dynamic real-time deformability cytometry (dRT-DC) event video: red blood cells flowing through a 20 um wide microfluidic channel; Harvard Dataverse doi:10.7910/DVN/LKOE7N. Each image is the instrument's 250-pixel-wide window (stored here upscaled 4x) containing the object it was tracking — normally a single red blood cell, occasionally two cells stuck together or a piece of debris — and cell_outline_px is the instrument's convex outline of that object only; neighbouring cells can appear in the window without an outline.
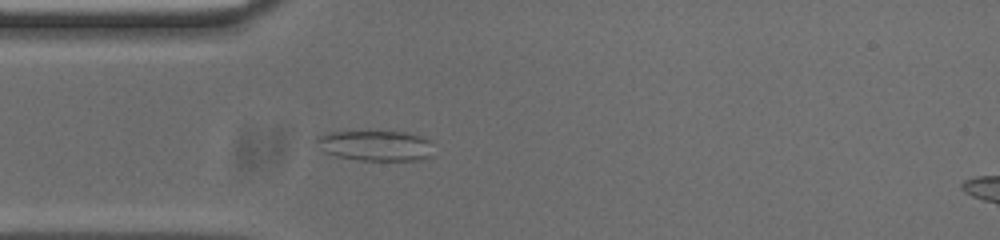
{"species": "common noctule bat (a hibernating species)", "species_latin": "Nyctalus noctula", "temperature_condition": "cold", "stored_images_in_passage": 45, "camera_frame_rate_fps": 3000, "um_per_image_px": 0.085, "animal": {"sex": "male", "body_mass_g": 20.0, "forearm_length_mm": 53.3}, "frame": {"image": 1, "passage_image": 6, "time_ms": 1.667, "image_size_px": [1000, 240], "cell_outline_px": [[428, 156], [416, 160], [360, 160], [336, 156], [324, 152], [316, 140], [316, 136], [332, 132], [408, 132], [420, 136], [428, 140]], "centroid_in_image_um": [31.84, 12.37], "position_along_channel_um": 53.2, "area_um2": 20.06}}
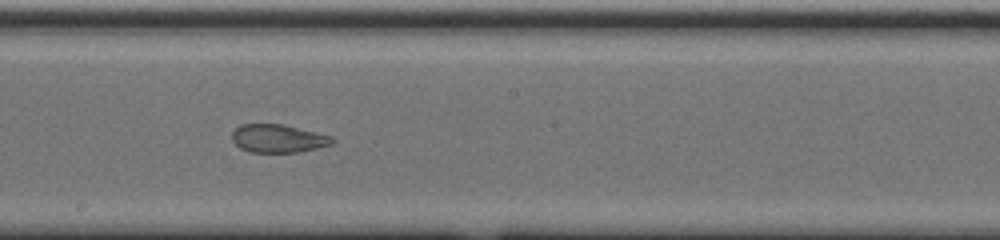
{"frame": {"image": 2, "passage_image": 20, "time_ms": 6.333, "image_size_px": [1000, 240], "cell_outline_px": [[336, 140], [332, 144], [316, 148], [296, 152], [248, 152], [240, 148], [232, 140], [232, 132], [240, 124], [284, 124], [332, 136]], "centroid_in_image_um": [23.63, 11.76], "position_along_channel_um": 224.6, "area_um2": 16.47}}
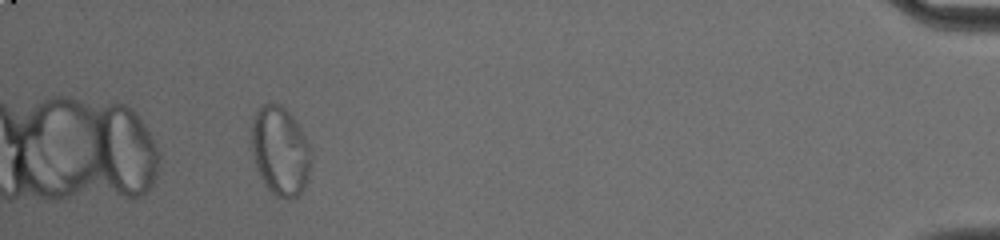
{"frame": {"image": 3, "passage_image": 41, "time_ms": 13.333, "image_size_px": [1000, 240], "cell_outline_px": [[312, 164], [308, 180], [304, 188], [296, 196], [288, 200], [284, 200], [276, 196], [264, 184], [260, 176], [252, 152], [252, 120], [256, 112], [264, 104], [280, 104], [292, 116], [300, 128], [312, 152]], "centroid_in_image_um": [23.84, 12.87], "position_along_channel_um": 411.4, "area_um2": 30.87}}